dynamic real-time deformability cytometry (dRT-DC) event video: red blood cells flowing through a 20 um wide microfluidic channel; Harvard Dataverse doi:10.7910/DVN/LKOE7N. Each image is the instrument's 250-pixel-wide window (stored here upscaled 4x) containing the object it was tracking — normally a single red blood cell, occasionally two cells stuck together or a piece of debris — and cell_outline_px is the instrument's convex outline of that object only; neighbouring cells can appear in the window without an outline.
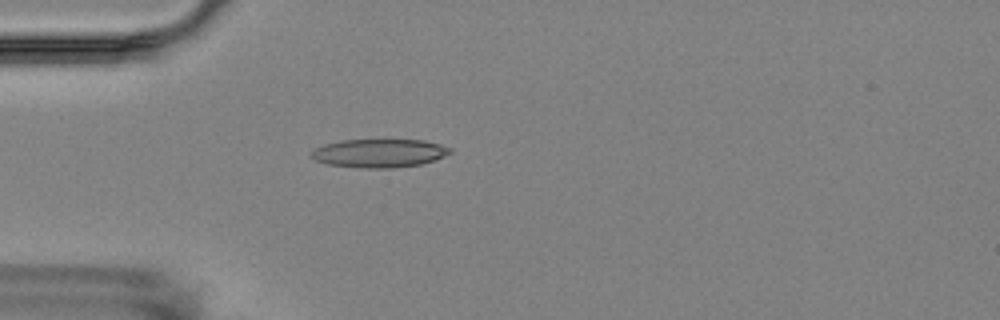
{"species": "Egyptian fruit bat (a non-hibernating species)", "species_latin": "Rousettus aegyptiacus", "temperature_condition": "room temperature", "stored_images_in_passage": 1, "camera_frame_rate_fps": 3000, "um_per_image_px": 0.085, "animal": {"sex": "female"}, "frame": {"image": 1, "passage_image": 1, "time_ms": 0.0, "image_size_px": [1000, 320], "cell_outline_px": [[452, 152], [444, 156], [420, 164], [392, 168], [364, 168], [328, 164], [316, 160], [312, 156], [312, 152], [316, 148], [324, 144], [340, 140], [424, 140], [440, 144], [452, 148]], "centroid_in_image_um": [32.26, 13.01], "position_along_channel_um": 52.7, "area_um2": 22.77}}